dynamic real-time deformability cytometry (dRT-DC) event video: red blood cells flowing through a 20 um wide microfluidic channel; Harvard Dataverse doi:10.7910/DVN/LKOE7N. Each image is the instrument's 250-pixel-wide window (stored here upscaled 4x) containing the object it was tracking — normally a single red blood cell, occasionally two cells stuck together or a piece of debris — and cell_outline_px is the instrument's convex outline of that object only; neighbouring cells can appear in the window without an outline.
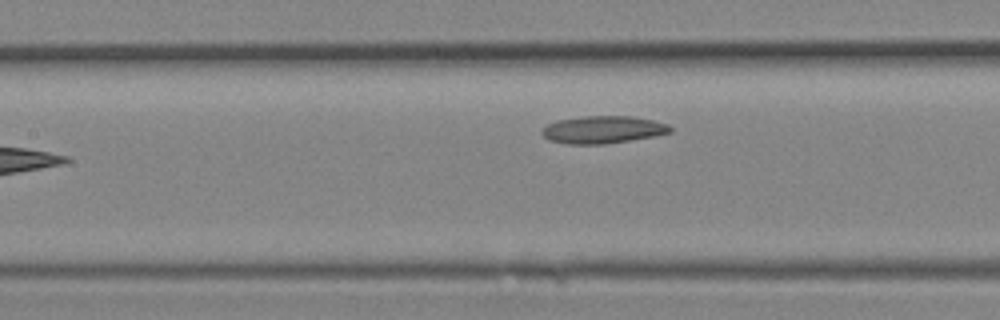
{"species": "Egyptian fruit bat (a non-hibernating species)", "species_latin": "Rousettus aegyptiacus", "temperature_condition": "room temperature", "stored_images_in_passage": 10, "segment_of_instrument_passage": [2, 2], "camera_frame_rate_fps": 3000, "um_per_image_px": 0.085, "animal": {"sex": "female"}, "frame": {"image": 1, "passage_image": 10, "time_ms": 3.0, "image_size_px": [1000, 320], "cell_outline_px": [[672, 132], [652, 136], [604, 144], [568, 144], [548, 140], [540, 132], [548, 124], [556, 120], [584, 116], [632, 116], [652, 120], [668, 124], [672, 128]], "centroid_in_image_um": [51.22, 11.01], "position_along_channel_um": 156.2, "area_um2": 20.4}}